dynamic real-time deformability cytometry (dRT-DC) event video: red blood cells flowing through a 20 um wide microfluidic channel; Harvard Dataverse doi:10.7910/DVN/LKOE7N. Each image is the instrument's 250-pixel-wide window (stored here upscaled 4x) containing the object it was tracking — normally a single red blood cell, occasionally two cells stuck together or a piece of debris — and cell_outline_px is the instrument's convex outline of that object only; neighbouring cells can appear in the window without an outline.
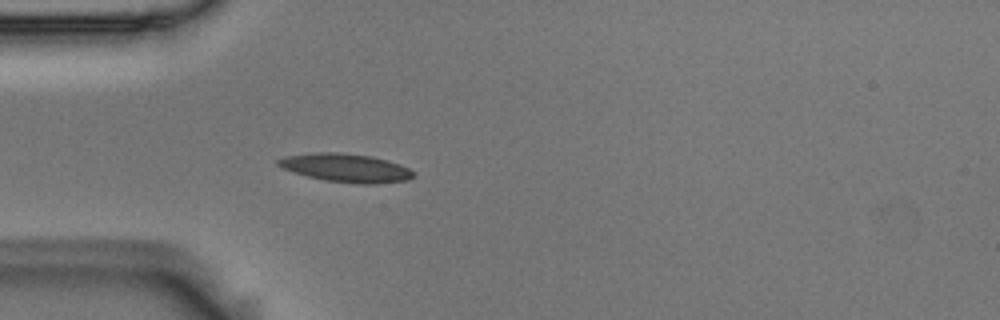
{"species": "Egyptian fruit bat (a non-hibernating species)", "species_latin": "Rousettus aegyptiacus", "temperature_condition": "room temperature", "stored_images_in_passage": 4, "camera_frame_rate_fps": 3000, "um_per_image_px": 0.085, "animal": {"sex": "male"}, "frame": {"image": 1, "passage_image": 4, "time_ms": 1.0, "image_size_px": [1000, 320], "cell_outline_px": [[416, 172], [408, 180], [376, 184], [356, 184], [324, 180], [308, 176], [284, 168], [276, 164], [276, 160], [288, 156], [312, 152], [340, 152], [372, 156], [400, 164]], "centroid_in_image_um": [29.44, 14.27], "position_along_channel_um": 55.6, "area_um2": 22.37}}